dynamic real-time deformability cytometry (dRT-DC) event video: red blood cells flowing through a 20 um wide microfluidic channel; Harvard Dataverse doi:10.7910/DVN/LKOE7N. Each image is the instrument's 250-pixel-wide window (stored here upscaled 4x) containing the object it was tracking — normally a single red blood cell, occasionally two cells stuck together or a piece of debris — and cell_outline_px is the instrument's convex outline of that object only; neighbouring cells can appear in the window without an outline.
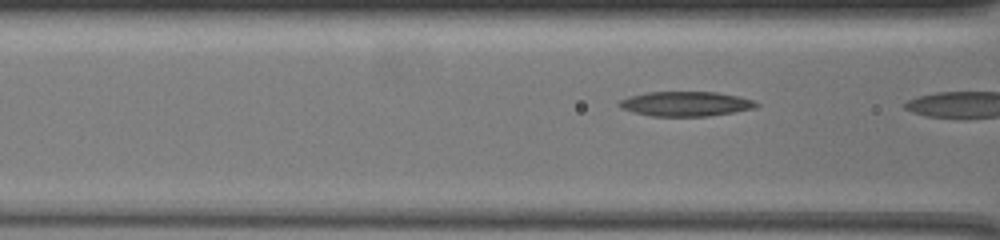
{"species": "common noctule bat (a hibernating species)", "species_latin": "Nyctalus noctula", "temperature_condition": "warm", "stored_images_in_passage": 21, "camera_frame_rate_fps": 3000, "um_per_image_px": 0.085, "animal": {"sex": "female", "body_mass_g": 19.5, "forearm_length_mm": 54.1}, "frame": {"image": 1, "passage_image": 20, "time_ms": 6.333, "image_size_px": [1000, 240], "cell_outline_px": [[760, 104], [756, 108], [708, 116], [652, 116], [632, 112], [620, 108], [616, 104], [620, 100], [628, 96], [648, 92], [716, 92], [736, 96], [752, 100]], "centroid_in_image_um": [58.23, 8.83], "position_along_channel_um": 108.4, "area_um2": 19.71}}